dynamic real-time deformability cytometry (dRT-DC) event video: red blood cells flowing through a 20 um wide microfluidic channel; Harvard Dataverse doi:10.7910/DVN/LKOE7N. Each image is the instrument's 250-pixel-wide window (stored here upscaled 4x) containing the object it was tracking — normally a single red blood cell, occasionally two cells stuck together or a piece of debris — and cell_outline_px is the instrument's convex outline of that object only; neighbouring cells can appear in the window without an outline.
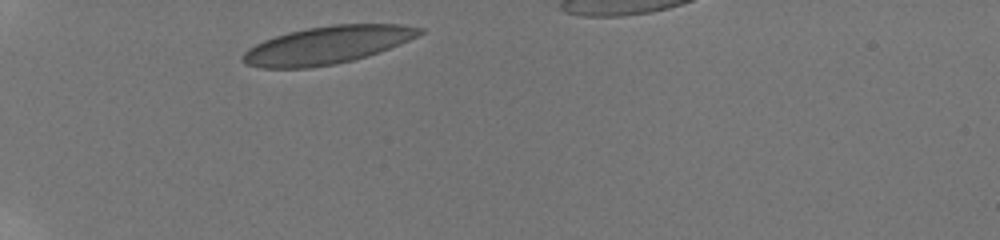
{"species": "human", "species_latin": "Homo sapiens", "temperature_condition": "room temperature", "stored_images_in_passage": 5, "camera_frame_rate_fps": 3000, "um_per_image_px": 0.085, "donor": {"sex": "male"}, "frame": {"image": 1, "passage_image": 1, "time_ms": 0.0, "image_size_px": [1000, 240], "cell_outline_px": [[424, 32], [408, 40], [368, 56], [336, 64], [308, 68], [260, 68], [244, 64], [240, 60], [244, 52], [248, 48], [264, 40], [288, 32], [308, 28], [332, 24], [404, 24], [424, 28]], "centroid_in_image_um": [27.78, 3.83], "position_along_channel_um": 57.2, "area_um2": 38.78}}
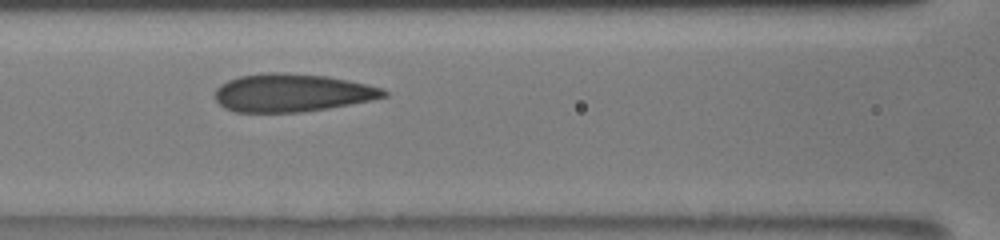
{"frame": {"image": 2, "passage_image": 4, "time_ms": 1.0, "image_size_px": [1000, 240], "cell_outline_px": [[388, 96], [372, 100], [328, 108], [304, 112], [236, 112], [224, 108], [216, 100], [216, 88], [220, 84], [228, 80], [240, 76], [264, 72], [284, 72], [328, 76], [348, 80], [384, 88], [388, 92]], "centroid_in_image_um": [24.84, 7.88], "position_along_channel_um": 141.8, "area_um2": 37.57}}